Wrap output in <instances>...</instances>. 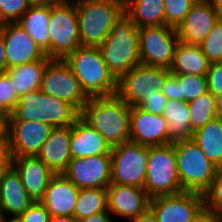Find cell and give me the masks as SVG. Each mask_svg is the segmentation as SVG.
<instances>
[{
    "label": "cell",
    "instance_id": "6da1fadb",
    "mask_svg": "<svg viewBox=\"0 0 222 222\" xmlns=\"http://www.w3.org/2000/svg\"><path fill=\"white\" fill-rule=\"evenodd\" d=\"M131 107L118 95L89 97L80 117L92 126L110 145L130 141Z\"/></svg>",
    "mask_w": 222,
    "mask_h": 222
},
{
    "label": "cell",
    "instance_id": "7a4b0ae2",
    "mask_svg": "<svg viewBox=\"0 0 222 222\" xmlns=\"http://www.w3.org/2000/svg\"><path fill=\"white\" fill-rule=\"evenodd\" d=\"M64 61L88 98L117 95L118 80L108 69L99 47L79 46Z\"/></svg>",
    "mask_w": 222,
    "mask_h": 222
},
{
    "label": "cell",
    "instance_id": "3957f363",
    "mask_svg": "<svg viewBox=\"0 0 222 222\" xmlns=\"http://www.w3.org/2000/svg\"><path fill=\"white\" fill-rule=\"evenodd\" d=\"M99 48L108 69L117 80L141 64L138 28L125 12Z\"/></svg>",
    "mask_w": 222,
    "mask_h": 222
},
{
    "label": "cell",
    "instance_id": "277c9868",
    "mask_svg": "<svg viewBox=\"0 0 222 222\" xmlns=\"http://www.w3.org/2000/svg\"><path fill=\"white\" fill-rule=\"evenodd\" d=\"M79 117L80 112L72 104L38 89L19 96L9 121L37 120L58 127L71 126Z\"/></svg>",
    "mask_w": 222,
    "mask_h": 222
},
{
    "label": "cell",
    "instance_id": "5b68a950",
    "mask_svg": "<svg viewBox=\"0 0 222 222\" xmlns=\"http://www.w3.org/2000/svg\"><path fill=\"white\" fill-rule=\"evenodd\" d=\"M81 46L99 47L124 13V0H75Z\"/></svg>",
    "mask_w": 222,
    "mask_h": 222
},
{
    "label": "cell",
    "instance_id": "8992f818",
    "mask_svg": "<svg viewBox=\"0 0 222 222\" xmlns=\"http://www.w3.org/2000/svg\"><path fill=\"white\" fill-rule=\"evenodd\" d=\"M173 145L182 190L204 194L211 186L217 167L192 139L176 141Z\"/></svg>",
    "mask_w": 222,
    "mask_h": 222
},
{
    "label": "cell",
    "instance_id": "52a82bcc",
    "mask_svg": "<svg viewBox=\"0 0 222 222\" xmlns=\"http://www.w3.org/2000/svg\"><path fill=\"white\" fill-rule=\"evenodd\" d=\"M144 189L152 199L182 193L173 143L149 147Z\"/></svg>",
    "mask_w": 222,
    "mask_h": 222
},
{
    "label": "cell",
    "instance_id": "ba28073f",
    "mask_svg": "<svg viewBox=\"0 0 222 222\" xmlns=\"http://www.w3.org/2000/svg\"><path fill=\"white\" fill-rule=\"evenodd\" d=\"M48 30L50 59L64 60L81 46L75 0L51 6Z\"/></svg>",
    "mask_w": 222,
    "mask_h": 222
},
{
    "label": "cell",
    "instance_id": "9c48e42d",
    "mask_svg": "<svg viewBox=\"0 0 222 222\" xmlns=\"http://www.w3.org/2000/svg\"><path fill=\"white\" fill-rule=\"evenodd\" d=\"M149 147L132 141L111 149L110 184L144 188Z\"/></svg>",
    "mask_w": 222,
    "mask_h": 222
},
{
    "label": "cell",
    "instance_id": "30bf717a",
    "mask_svg": "<svg viewBox=\"0 0 222 222\" xmlns=\"http://www.w3.org/2000/svg\"><path fill=\"white\" fill-rule=\"evenodd\" d=\"M170 69L139 64L118 80L117 95L130 107H139L155 89L163 90Z\"/></svg>",
    "mask_w": 222,
    "mask_h": 222
},
{
    "label": "cell",
    "instance_id": "8fae6325",
    "mask_svg": "<svg viewBox=\"0 0 222 222\" xmlns=\"http://www.w3.org/2000/svg\"><path fill=\"white\" fill-rule=\"evenodd\" d=\"M141 64L170 69L179 42L177 29L161 25L138 28Z\"/></svg>",
    "mask_w": 222,
    "mask_h": 222
},
{
    "label": "cell",
    "instance_id": "7c38bea8",
    "mask_svg": "<svg viewBox=\"0 0 222 222\" xmlns=\"http://www.w3.org/2000/svg\"><path fill=\"white\" fill-rule=\"evenodd\" d=\"M40 90L72 104L79 112L88 100L69 65L60 59H51L48 62Z\"/></svg>",
    "mask_w": 222,
    "mask_h": 222
},
{
    "label": "cell",
    "instance_id": "4fadbf2b",
    "mask_svg": "<svg viewBox=\"0 0 222 222\" xmlns=\"http://www.w3.org/2000/svg\"><path fill=\"white\" fill-rule=\"evenodd\" d=\"M205 207L203 194L183 191L150 200V210L158 222H192Z\"/></svg>",
    "mask_w": 222,
    "mask_h": 222
},
{
    "label": "cell",
    "instance_id": "5bb4252c",
    "mask_svg": "<svg viewBox=\"0 0 222 222\" xmlns=\"http://www.w3.org/2000/svg\"><path fill=\"white\" fill-rule=\"evenodd\" d=\"M64 175L79 189H106L110 185L111 155L72 159Z\"/></svg>",
    "mask_w": 222,
    "mask_h": 222
},
{
    "label": "cell",
    "instance_id": "9a60e30c",
    "mask_svg": "<svg viewBox=\"0 0 222 222\" xmlns=\"http://www.w3.org/2000/svg\"><path fill=\"white\" fill-rule=\"evenodd\" d=\"M2 29L7 69L40 59H50L18 22L3 23Z\"/></svg>",
    "mask_w": 222,
    "mask_h": 222
},
{
    "label": "cell",
    "instance_id": "2e32d148",
    "mask_svg": "<svg viewBox=\"0 0 222 222\" xmlns=\"http://www.w3.org/2000/svg\"><path fill=\"white\" fill-rule=\"evenodd\" d=\"M53 126L35 121H9V139L13 157L37 156Z\"/></svg>",
    "mask_w": 222,
    "mask_h": 222
},
{
    "label": "cell",
    "instance_id": "e0dca14e",
    "mask_svg": "<svg viewBox=\"0 0 222 222\" xmlns=\"http://www.w3.org/2000/svg\"><path fill=\"white\" fill-rule=\"evenodd\" d=\"M130 141L147 147L168 144L167 120L140 107H131Z\"/></svg>",
    "mask_w": 222,
    "mask_h": 222
},
{
    "label": "cell",
    "instance_id": "ac0fdd59",
    "mask_svg": "<svg viewBox=\"0 0 222 222\" xmlns=\"http://www.w3.org/2000/svg\"><path fill=\"white\" fill-rule=\"evenodd\" d=\"M106 191L109 213L131 220L150 209L151 198L144 188L110 184Z\"/></svg>",
    "mask_w": 222,
    "mask_h": 222
},
{
    "label": "cell",
    "instance_id": "d6986e66",
    "mask_svg": "<svg viewBox=\"0 0 222 222\" xmlns=\"http://www.w3.org/2000/svg\"><path fill=\"white\" fill-rule=\"evenodd\" d=\"M220 19L208 0H197L176 28L179 41L200 45Z\"/></svg>",
    "mask_w": 222,
    "mask_h": 222
},
{
    "label": "cell",
    "instance_id": "ffe728a7",
    "mask_svg": "<svg viewBox=\"0 0 222 222\" xmlns=\"http://www.w3.org/2000/svg\"><path fill=\"white\" fill-rule=\"evenodd\" d=\"M13 167L19 173L29 197L33 202H40L55 174L36 156L13 157Z\"/></svg>",
    "mask_w": 222,
    "mask_h": 222
},
{
    "label": "cell",
    "instance_id": "44dd1931",
    "mask_svg": "<svg viewBox=\"0 0 222 222\" xmlns=\"http://www.w3.org/2000/svg\"><path fill=\"white\" fill-rule=\"evenodd\" d=\"M71 126L53 127L37 156L55 174H64L72 160L70 152Z\"/></svg>",
    "mask_w": 222,
    "mask_h": 222
},
{
    "label": "cell",
    "instance_id": "7402d4cb",
    "mask_svg": "<svg viewBox=\"0 0 222 222\" xmlns=\"http://www.w3.org/2000/svg\"><path fill=\"white\" fill-rule=\"evenodd\" d=\"M79 188L64 174L54 175L40 201L50 216H73Z\"/></svg>",
    "mask_w": 222,
    "mask_h": 222
},
{
    "label": "cell",
    "instance_id": "603a6c76",
    "mask_svg": "<svg viewBox=\"0 0 222 222\" xmlns=\"http://www.w3.org/2000/svg\"><path fill=\"white\" fill-rule=\"evenodd\" d=\"M34 203L27 194L19 173L12 166L0 176V217H19Z\"/></svg>",
    "mask_w": 222,
    "mask_h": 222
},
{
    "label": "cell",
    "instance_id": "cb8c5ba5",
    "mask_svg": "<svg viewBox=\"0 0 222 222\" xmlns=\"http://www.w3.org/2000/svg\"><path fill=\"white\" fill-rule=\"evenodd\" d=\"M71 158H85L95 155H111L106 140L87 122L79 117L71 125Z\"/></svg>",
    "mask_w": 222,
    "mask_h": 222
},
{
    "label": "cell",
    "instance_id": "d4e9b609",
    "mask_svg": "<svg viewBox=\"0 0 222 222\" xmlns=\"http://www.w3.org/2000/svg\"><path fill=\"white\" fill-rule=\"evenodd\" d=\"M51 6L31 5L18 23L27 31L39 48L50 58L49 19Z\"/></svg>",
    "mask_w": 222,
    "mask_h": 222
},
{
    "label": "cell",
    "instance_id": "484cf974",
    "mask_svg": "<svg viewBox=\"0 0 222 222\" xmlns=\"http://www.w3.org/2000/svg\"><path fill=\"white\" fill-rule=\"evenodd\" d=\"M210 62L202 52L200 45L178 42L173 57L172 74L204 75L209 69Z\"/></svg>",
    "mask_w": 222,
    "mask_h": 222
},
{
    "label": "cell",
    "instance_id": "4316f807",
    "mask_svg": "<svg viewBox=\"0 0 222 222\" xmlns=\"http://www.w3.org/2000/svg\"><path fill=\"white\" fill-rule=\"evenodd\" d=\"M192 140L209 161L222 167V117L217 116L193 132Z\"/></svg>",
    "mask_w": 222,
    "mask_h": 222
},
{
    "label": "cell",
    "instance_id": "83f0119b",
    "mask_svg": "<svg viewBox=\"0 0 222 222\" xmlns=\"http://www.w3.org/2000/svg\"><path fill=\"white\" fill-rule=\"evenodd\" d=\"M164 0H124V12L135 27L165 25Z\"/></svg>",
    "mask_w": 222,
    "mask_h": 222
},
{
    "label": "cell",
    "instance_id": "f1b7e54d",
    "mask_svg": "<svg viewBox=\"0 0 222 222\" xmlns=\"http://www.w3.org/2000/svg\"><path fill=\"white\" fill-rule=\"evenodd\" d=\"M162 116L168 123V144L192 139L194 131L189 124L190 109L188 102L167 100Z\"/></svg>",
    "mask_w": 222,
    "mask_h": 222
},
{
    "label": "cell",
    "instance_id": "f546056e",
    "mask_svg": "<svg viewBox=\"0 0 222 222\" xmlns=\"http://www.w3.org/2000/svg\"><path fill=\"white\" fill-rule=\"evenodd\" d=\"M51 59H40L7 69L16 94L21 96L41 87L44 70Z\"/></svg>",
    "mask_w": 222,
    "mask_h": 222
},
{
    "label": "cell",
    "instance_id": "4dcf8cb0",
    "mask_svg": "<svg viewBox=\"0 0 222 222\" xmlns=\"http://www.w3.org/2000/svg\"><path fill=\"white\" fill-rule=\"evenodd\" d=\"M99 212H108L106 189H79L73 217L80 221Z\"/></svg>",
    "mask_w": 222,
    "mask_h": 222
},
{
    "label": "cell",
    "instance_id": "1f68e13d",
    "mask_svg": "<svg viewBox=\"0 0 222 222\" xmlns=\"http://www.w3.org/2000/svg\"><path fill=\"white\" fill-rule=\"evenodd\" d=\"M188 105L190 109L189 124L193 131L218 116V99L209 91L189 102Z\"/></svg>",
    "mask_w": 222,
    "mask_h": 222
},
{
    "label": "cell",
    "instance_id": "d6a6232c",
    "mask_svg": "<svg viewBox=\"0 0 222 222\" xmlns=\"http://www.w3.org/2000/svg\"><path fill=\"white\" fill-rule=\"evenodd\" d=\"M179 101L191 102L208 92L207 79L204 75H177Z\"/></svg>",
    "mask_w": 222,
    "mask_h": 222
},
{
    "label": "cell",
    "instance_id": "836d02e7",
    "mask_svg": "<svg viewBox=\"0 0 222 222\" xmlns=\"http://www.w3.org/2000/svg\"><path fill=\"white\" fill-rule=\"evenodd\" d=\"M200 47L210 63L222 62V19L216 22Z\"/></svg>",
    "mask_w": 222,
    "mask_h": 222
},
{
    "label": "cell",
    "instance_id": "e575fe53",
    "mask_svg": "<svg viewBox=\"0 0 222 222\" xmlns=\"http://www.w3.org/2000/svg\"><path fill=\"white\" fill-rule=\"evenodd\" d=\"M165 25L177 28L197 0H164Z\"/></svg>",
    "mask_w": 222,
    "mask_h": 222
},
{
    "label": "cell",
    "instance_id": "d590c367",
    "mask_svg": "<svg viewBox=\"0 0 222 222\" xmlns=\"http://www.w3.org/2000/svg\"><path fill=\"white\" fill-rule=\"evenodd\" d=\"M205 208L222 215V167H218L210 188L203 194Z\"/></svg>",
    "mask_w": 222,
    "mask_h": 222
},
{
    "label": "cell",
    "instance_id": "8d00e7d4",
    "mask_svg": "<svg viewBox=\"0 0 222 222\" xmlns=\"http://www.w3.org/2000/svg\"><path fill=\"white\" fill-rule=\"evenodd\" d=\"M31 5V0H0V23L18 22Z\"/></svg>",
    "mask_w": 222,
    "mask_h": 222
},
{
    "label": "cell",
    "instance_id": "74e56055",
    "mask_svg": "<svg viewBox=\"0 0 222 222\" xmlns=\"http://www.w3.org/2000/svg\"><path fill=\"white\" fill-rule=\"evenodd\" d=\"M18 98L8 74L0 73V110L10 114L18 103Z\"/></svg>",
    "mask_w": 222,
    "mask_h": 222
},
{
    "label": "cell",
    "instance_id": "f35d334b",
    "mask_svg": "<svg viewBox=\"0 0 222 222\" xmlns=\"http://www.w3.org/2000/svg\"><path fill=\"white\" fill-rule=\"evenodd\" d=\"M208 91L218 100L222 98V62L210 63L206 73Z\"/></svg>",
    "mask_w": 222,
    "mask_h": 222
},
{
    "label": "cell",
    "instance_id": "ab89813d",
    "mask_svg": "<svg viewBox=\"0 0 222 222\" xmlns=\"http://www.w3.org/2000/svg\"><path fill=\"white\" fill-rule=\"evenodd\" d=\"M50 214L41 202L32 203L28 209L19 216L22 222H48Z\"/></svg>",
    "mask_w": 222,
    "mask_h": 222
},
{
    "label": "cell",
    "instance_id": "60d3db41",
    "mask_svg": "<svg viewBox=\"0 0 222 222\" xmlns=\"http://www.w3.org/2000/svg\"><path fill=\"white\" fill-rule=\"evenodd\" d=\"M166 102V96L160 90L155 89V92L148 96V99L139 107L152 114L163 115Z\"/></svg>",
    "mask_w": 222,
    "mask_h": 222
},
{
    "label": "cell",
    "instance_id": "b9f144b4",
    "mask_svg": "<svg viewBox=\"0 0 222 222\" xmlns=\"http://www.w3.org/2000/svg\"><path fill=\"white\" fill-rule=\"evenodd\" d=\"M13 166V154L9 138H0V176Z\"/></svg>",
    "mask_w": 222,
    "mask_h": 222
},
{
    "label": "cell",
    "instance_id": "7bdbcfd3",
    "mask_svg": "<svg viewBox=\"0 0 222 222\" xmlns=\"http://www.w3.org/2000/svg\"><path fill=\"white\" fill-rule=\"evenodd\" d=\"M179 83L177 81V74H170L164 83L163 90L161 91L167 100H179Z\"/></svg>",
    "mask_w": 222,
    "mask_h": 222
},
{
    "label": "cell",
    "instance_id": "ee69618b",
    "mask_svg": "<svg viewBox=\"0 0 222 222\" xmlns=\"http://www.w3.org/2000/svg\"><path fill=\"white\" fill-rule=\"evenodd\" d=\"M192 222H220V215L215 214L204 207Z\"/></svg>",
    "mask_w": 222,
    "mask_h": 222
},
{
    "label": "cell",
    "instance_id": "f6af8a7d",
    "mask_svg": "<svg viewBox=\"0 0 222 222\" xmlns=\"http://www.w3.org/2000/svg\"><path fill=\"white\" fill-rule=\"evenodd\" d=\"M0 138H9V114L0 110Z\"/></svg>",
    "mask_w": 222,
    "mask_h": 222
},
{
    "label": "cell",
    "instance_id": "bcb514c9",
    "mask_svg": "<svg viewBox=\"0 0 222 222\" xmlns=\"http://www.w3.org/2000/svg\"><path fill=\"white\" fill-rule=\"evenodd\" d=\"M79 222H112L109 212H99L88 216Z\"/></svg>",
    "mask_w": 222,
    "mask_h": 222
},
{
    "label": "cell",
    "instance_id": "7dc6e473",
    "mask_svg": "<svg viewBox=\"0 0 222 222\" xmlns=\"http://www.w3.org/2000/svg\"><path fill=\"white\" fill-rule=\"evenodd\" d=\"M7 70L6 57H5V43L3 37L2 24L0 25V73H4Z\"/></svg>",
    "mask_w": 222,
    "mask_h": 222
},
{
    "label": "cell",
    "instance_id": "c3c4849f",
    "mask_svg": "<svg viewBox=\"0 0 222 222\" xmlns=\"http://www.w3.org/2000/svg\"><path fill=\"white\" fill-rule=\"evenodd\" d=\"M131 222H158L156 216L152 213L149 209L146 213L135 217L134 219L130 220Z\"/></svg>",
    "mask_w": 222,
    "mask_h": 222
},
{
    "label": "cell",
    "instance_id": "681fc988",
    "mask_svg": "<svg viewBox=\"0 0 222 222\" xmlns=\"http://www.w3.org/2000/svg\"><path fill=\"white\" fill-rule=\"evenodd\" d=\"M69 0H31L32 4L35 5H49V6H54V5H60Z\"/></svg>",
    "mask_w": 222,
    "mask_h": 222
},
{
    "label": "cell",
    "instance_id": "f907efd6",
    "mask_svg": "<svg viewBox=\"0 0 222 222\" xmlns=\"http://www.w3.org/2000/svg\"><path fill=\"white\" fill-rule=\"evenodd\" d=\"M48 222H79L73 216H51Z\"/></svg>",
    "mask_w": 222,
    "mask_h": 222
},
{
    "label": "cell",
    "instance_id": "816d5d0a",
    "mask_svg": "<svg viewBox=\"0 0 222 222\" xmlns=\"http://www.w3.org/2000/svg\"><path fill=\"white\" fill-rule=\"evenodd\" d=\"M208 1L211 3L212 7L217 12L220 19H222V0H208Z\"/></svg>",
    "mask_w": 222,
    "mask_h": 222
},
{
    "label": "cell",
    "instance_id": "f5cc1de1",
    "mask_svg": "<svg viewBox=\"0 0 222 222\" xmlns=\"http://www.w3.org/2000/svg\"><path fill=\"white\" fill-rule=\"evenodd\" d=\"M7 215L5 217H0V222H22L19 217H10L11 219H7Z\"/></svg>",
    "mask_w": 222,
    "mask_h": 222
},
{
    "label": "cell",
    "instance_id": "db71d44e",
    "mask_svg": "<svg viewBox=\"0 0 222 222\" xmlns=\"http://www.w3.org/2000/svg\"><path fill=\"white\" fill-rule=\"evenodd\" d=\"M218 116L222 117V98L218 100Z\"/></svg>",
    "mask_w": 222,
    "mask_h": 222
}]
</instances>
